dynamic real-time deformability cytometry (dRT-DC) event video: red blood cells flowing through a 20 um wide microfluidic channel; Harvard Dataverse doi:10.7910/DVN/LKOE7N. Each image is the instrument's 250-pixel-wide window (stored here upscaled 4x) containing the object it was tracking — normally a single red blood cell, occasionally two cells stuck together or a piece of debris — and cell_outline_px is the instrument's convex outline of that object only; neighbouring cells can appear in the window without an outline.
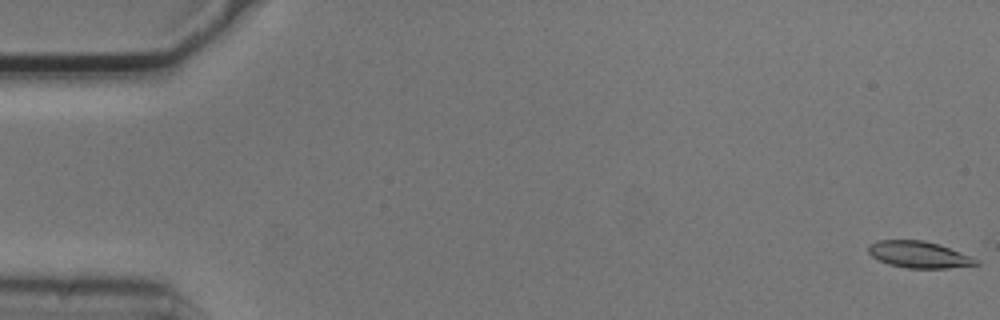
{"species": "common noctule bat (a hibernating species)", "species_latin": "Nyctalus noctula", "temperature_condition": "cold", "stored_images_in_passage": 5, "segment_of_instrument_passage": [2, 2], "camera_frame_rate_fps": 3000, "um_per_image_px": 0.085, "animal": {"sex": "male", "body_mass_g": 20.5, "forearm_length_mm": 52.5}, "frame": {"image": 1, "passage_image": 5, "time_ms": 1.333, "image_size_px": [1000, 320], "cell_outline_px": [[980, 264], [948, 268], [908, 268], [888, 264], [872, 256], [868, 252], [868, 244], [876, 240], [924, 240], [940, 244], [972, 256], [980, 260]], "centroid_in_image_um": [78.13, 21.63], "position_along_channel_um": 6.9, "area_um2": 16.88}}